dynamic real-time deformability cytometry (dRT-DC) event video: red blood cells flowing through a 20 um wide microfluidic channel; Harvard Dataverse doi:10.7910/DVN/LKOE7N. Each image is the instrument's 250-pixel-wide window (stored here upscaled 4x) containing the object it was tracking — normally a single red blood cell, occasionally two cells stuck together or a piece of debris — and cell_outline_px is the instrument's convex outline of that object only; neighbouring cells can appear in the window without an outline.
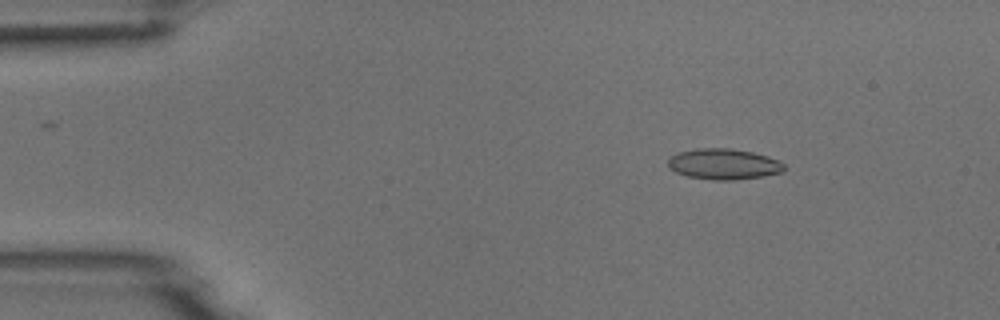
{"species": "common noctule bat (a hibernating species)", "species_latin": "Nyctalus noctula", "temperature_condition": "room temperature", "stored_images_in_passage": 6, "camera_frame_rate_fps": 3000, "um_per_image_px": 0.085, "animal": {"sex": "male", "body_mass_g": 18.8}, "frame": {"image": 1, "passage_image": 3, "time_ms": 2.333, "image_size_px": [1000, 320], "cell_outline_px": [[784, 172], [764, 176], [736, 180], [712, 180], [688, 176], [676, 172], [668, 168], [668, 160], [672, 156], [680, 152], [696, 148], [732, 148], [752, 152], [768, 156], [784, 164]], "centroid_in_image_um": [61.52, 13.95], "position_along_channel_um": 23.5, "area_um2": 20.87}}